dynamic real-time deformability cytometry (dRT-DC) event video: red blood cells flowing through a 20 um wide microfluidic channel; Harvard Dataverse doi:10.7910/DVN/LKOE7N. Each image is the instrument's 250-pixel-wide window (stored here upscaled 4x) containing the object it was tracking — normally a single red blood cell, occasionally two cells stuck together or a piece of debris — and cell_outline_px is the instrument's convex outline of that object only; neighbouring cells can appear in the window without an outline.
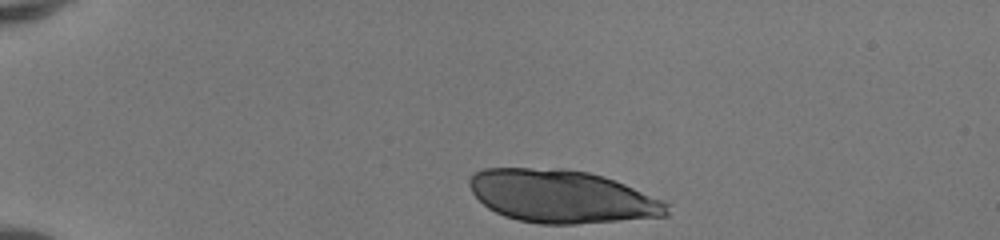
{"species": "human", "species_latin": "Homo sapiens", "temperature_condition": "room temperature", "stored_images_in_passage": 34, "camera_frame_rate_fps": 3000, "um_per_image_px": 0.085, "donor": {"sex": "female"}, "frame": {"image": 1, "passage_image": 1, "time_ms": 0.0, "image_size_px": [1000, 240], "cell_outline_px": [[668, 216], [576, 224], [540, 224], [516, 220], [504, 216], [488, 208], [472, 192], [468, 184], [468, 180], [472, 172], [484, 168], [564, 168], [588, 172], [604, 176], [664, 200], [668, 204]], "centroid_in_image_um": [47.73, 16.69], "position_along_channel_um": 37.3, "area_um2": 61.09}}